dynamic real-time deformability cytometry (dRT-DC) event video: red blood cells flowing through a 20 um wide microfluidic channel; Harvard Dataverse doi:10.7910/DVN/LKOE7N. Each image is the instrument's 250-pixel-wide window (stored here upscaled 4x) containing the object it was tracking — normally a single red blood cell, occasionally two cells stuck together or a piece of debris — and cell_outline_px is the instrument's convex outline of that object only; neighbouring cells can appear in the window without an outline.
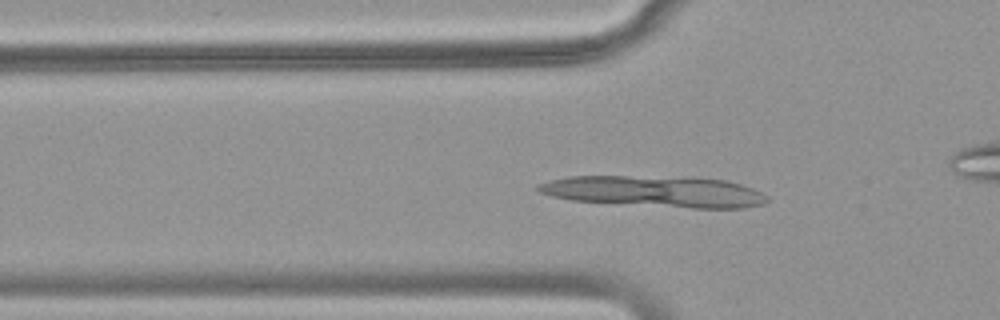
{"species": "common noctule bat (a hibernating species)", "species_latin": "Nyctalus noctula", "temperature_condition": "warm", "stored_images_in_passage": 45, "camera_frame_rate_fps": 3000, "um_per_image_px": 0.085, "animal": {"sex": "female", "body_mass_g": 18.4}, "frame": {"image": 1, "passage_image": 10, "time_ms": 3.0, "image_size_px": [1000, 320], "cell_outline_px": [[768, 200], [764, 204], [744, 208], [692, 208], [572, 200], [552, 196], [540, 192], [536, 188], [540, 184], [552, 180], [568, 176], [628, 176], [724, 180], [740, 184], [752, 188], [768, 196]], "centroid_in_image_um": [55.68, 16.29], "position_along_channel_um": 70.1, "area_um2": 40.69}}
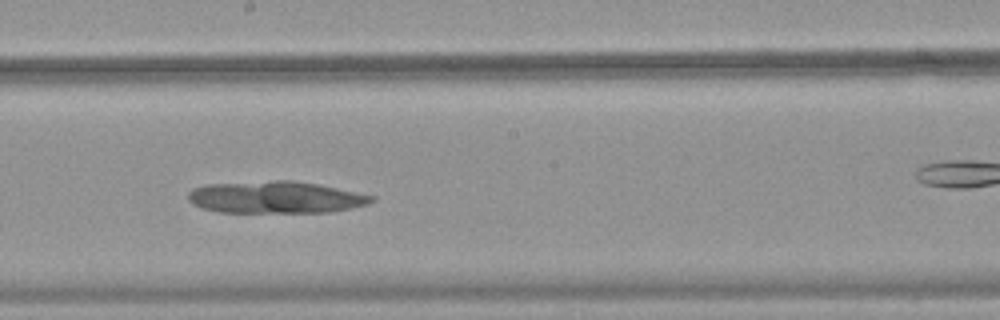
{"frame": {"image": 2, "passage_image": 22, "time_ms": 7.0, "image_size_px": [1000, 320], "cell_outline_px": [[376, 200], [368, 204], [352, 208], [328, 212], [216, 212], [192, 204], [188, 200], [188, 192], [192, 188], [204, 184], [276, 180], [292, 180], [316, 184], [376, 196]], "centroid_in_image_um": [23.4, 16.77], "position_along_channel_um": 224.8, "area_um2": 34.33}}
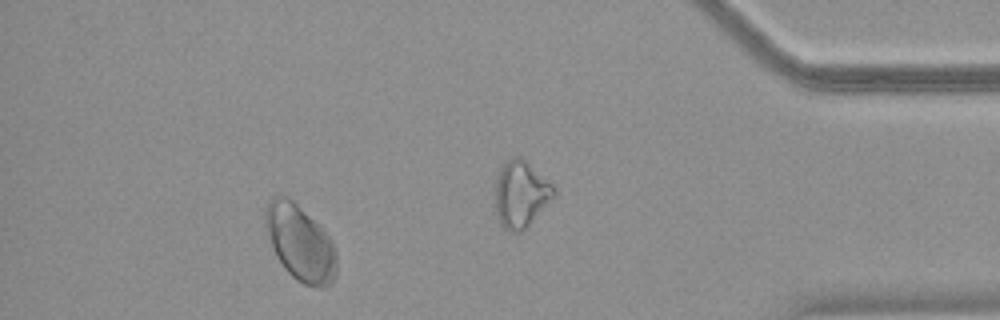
{"frame": {"image": 3, "passage_image": 40, "time_ms": 13.0, "image_size_px": [1000, 320], "cell_outline_px": [[336, 276], [332, 284], [324, 288], [320, 288], [304, 284], [292, 276], [284, 268], [272, 244], [264, 224], [264, 216], [268, 200], [276, 196], [284, 196], [292, 200], [320, 224], [324, 228], [332, 240], [336, 248]], "centroid_in_image_um": [25.56, 20.65], "position_along_channel_um": 409.6, "area_um2": 31.5}}